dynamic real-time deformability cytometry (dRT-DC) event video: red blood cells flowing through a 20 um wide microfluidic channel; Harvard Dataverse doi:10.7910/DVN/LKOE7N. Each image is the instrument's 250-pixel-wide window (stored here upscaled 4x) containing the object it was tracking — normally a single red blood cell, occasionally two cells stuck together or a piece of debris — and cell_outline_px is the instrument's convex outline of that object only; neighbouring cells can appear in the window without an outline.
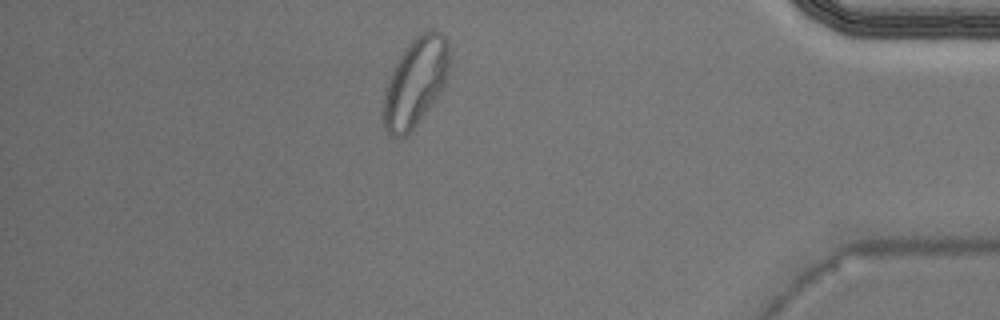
{"species": "Egyptian fruit bat (a non-hibernating species)", "species_latin": "Rousettus aegyptiacus", "temperature_condition": "warm", "stored_images_in_passage": 37, "camera_frame_rate_fps": 3000, "um_per_image_px": 0.085, "animal": {"sex": "male"}, "frame": {"image": 1, "passage_image": 32, "time_ms": 10.333, "image_size_px": [1000, 320], "cell_outline_px": [[448, 68], [444, 84], [412, 132], [408, 136], [400, 140], [392, 136], [384, 128], [384, 96], [392, 72], [400, 56], [408, 44], [416, 36], [424, 32], [440, 32], [448, 40]], "centroid_in_image_um": [35.29, 7.04], "position_along_channel_um": 399.9, "area_um2": 33.12}}